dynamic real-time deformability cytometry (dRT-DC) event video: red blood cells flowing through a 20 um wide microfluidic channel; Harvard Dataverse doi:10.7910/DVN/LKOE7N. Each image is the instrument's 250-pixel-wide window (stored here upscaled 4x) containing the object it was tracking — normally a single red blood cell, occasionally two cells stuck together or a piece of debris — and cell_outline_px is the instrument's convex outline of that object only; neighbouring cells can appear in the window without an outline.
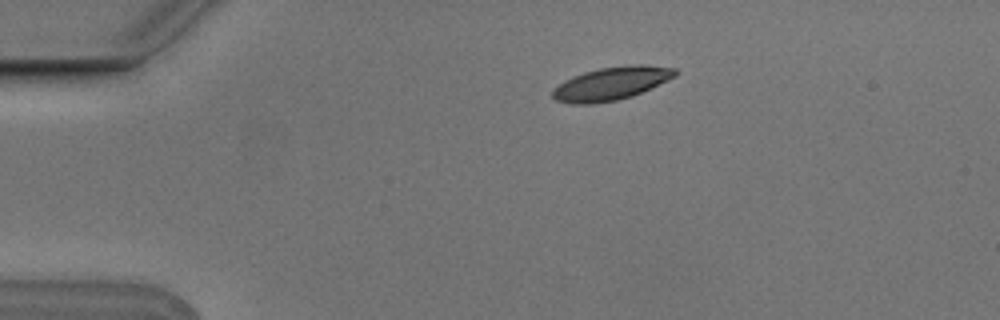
{"species": "Egyptian fruit bat (a non-hibernating species)", "species_latin": "Rousettus aegyptiacus", "temperature_condition": "cold", "stored_images_in_passage": 3, "camera_frame_rate_fps": 3000, "um_per_image_px": 0.085, "animal": {"sex": "male"}, "frame": {"image": 1, "passage_image": 1, "time_ms": 0.0, "image_size_px": [1000, 320], "cell_outline_px": [[676, 76], [632, 96], [616, 100], [592, 104], [572, 104], [556, 100], [552, 96], [552, 92], [564, 80], [572, 76], [584, 72], [600, 68], [628, 64], [644, 64], [676, 68]], "centroid_in_image_um": [51.96, 7.09], "position_along_channel_um": 33.0, "area_um2": 23.52}}